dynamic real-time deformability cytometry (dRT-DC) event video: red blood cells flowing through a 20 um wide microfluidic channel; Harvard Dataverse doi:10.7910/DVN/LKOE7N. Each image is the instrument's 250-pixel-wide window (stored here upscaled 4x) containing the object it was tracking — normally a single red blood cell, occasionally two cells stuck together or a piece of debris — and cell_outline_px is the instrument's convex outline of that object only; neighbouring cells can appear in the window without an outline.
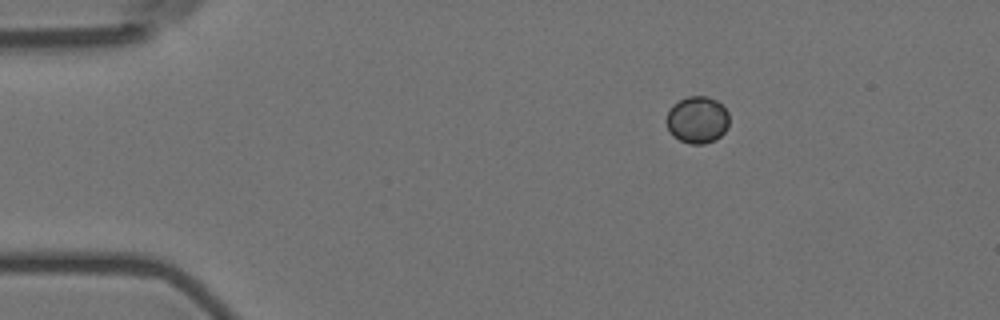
{"species": "Egyptian fruit bat (a non-hibernating species)", "species_latin": "Rousettus aegyptiacus", "temperature_condition": "room temperature", "stored_images_in_passage": 13, "camera_frame_rate_fps": 3000, "um_per_image_px": 0.085, "animal": {"sex": "female"}, "frame": {"image": 1, "passage_image": 1, "time_ms": 0.0, "image_size_px": [1000, 320], "cell_outline_px": [[728, 128], [716, 140], [704, 144], [688, 144], [672, 136], [668, 132], [664, 120], [672, 104], [688, 96], [708, 96], [716, 100], [728, 112]], "centroid_in_image_um": [59.23, 10.2], "position_along_channel_um": 25.8, "area_um2": 17.51}}
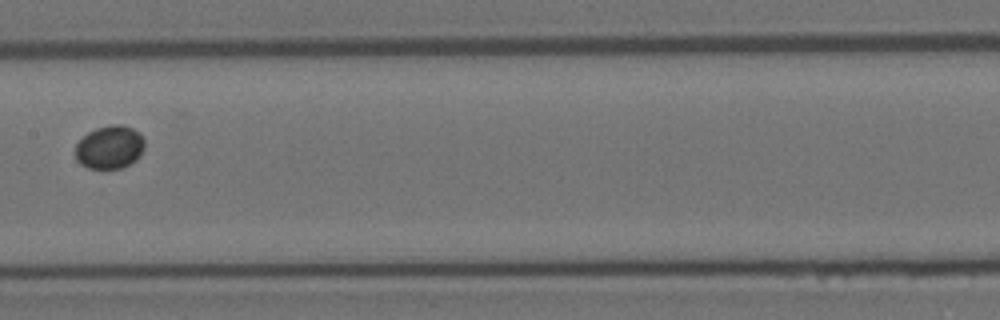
{"frame": {"image": 2, "passage_image": 6, "time_ms": 1.667, "image_size_px": [1000, 320], "cell_outline_px": [[144, 148], [140, 156], [136, 160], [120, 168], [88, 168], [80, 164], [76, 160], [76, 144], [88, 132], [96, 128], [112, 124], [120, 124], [132, 128], [140, 132], [144, 136]], "centroid_in_image_um": [9.34, 12.5], "position_along_channel_um": 198.1, "area_um2": 17.51}}
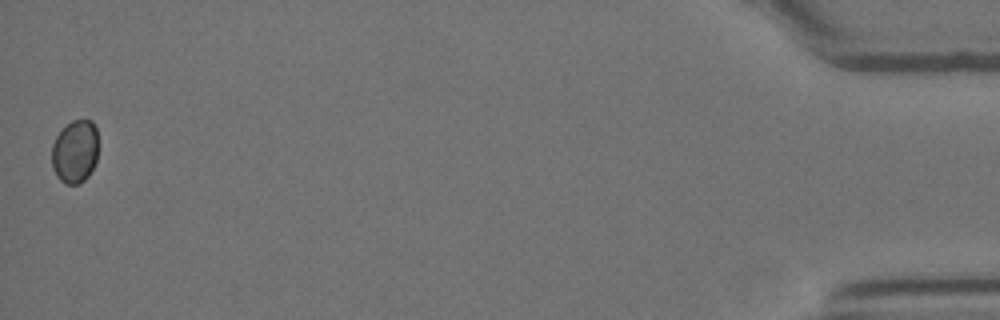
{"frame": {"image": 3, "passage_image": 13, "time_ms": 4.0, "image_size_px": [1000, 320], "cell_outline_px": [[96, 160], [88, 176], [80, 184], [64, 184], [56, 176], [52, 168], [52, 144], [56, 136], [72, 120], [92, 120], [96, 128]], "centroid_in_image_um": [6.35, 12.9], "position_along_channel_um": 428.9, "area_um2": 16.99}}